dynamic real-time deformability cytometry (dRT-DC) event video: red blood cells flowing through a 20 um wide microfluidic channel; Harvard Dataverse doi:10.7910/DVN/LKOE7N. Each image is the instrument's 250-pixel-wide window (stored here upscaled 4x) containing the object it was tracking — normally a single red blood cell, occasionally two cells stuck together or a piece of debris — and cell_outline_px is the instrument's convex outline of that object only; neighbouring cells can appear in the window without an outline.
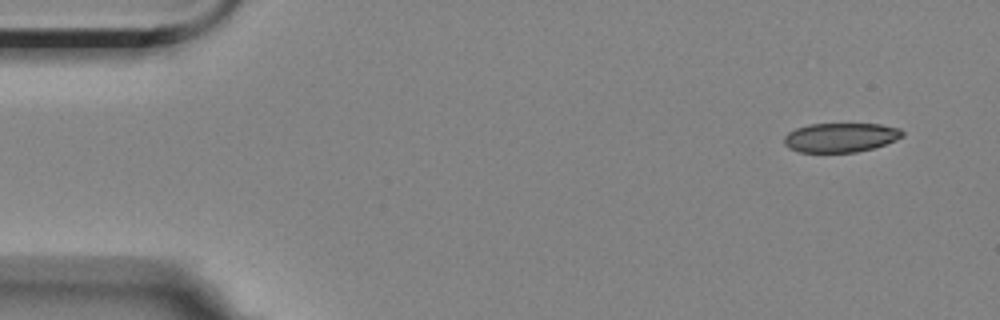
{"species": "Egyptian fruit bat (a non-hibernating species)", "species_latin": "Rousettus aegyptiacus", "temperature_condition": "room temperature", "stored_images_in_passage": 5, "camera_frame_rate_fps": 3000, "um_per_image_px": 0.085, "animal": {"sex": "female"}, "frame": {"image": 1, "passage_image": 1, "time_ms": 0.0, "image_size_px": [1000, 320], "cell_outline_px": [[904, 136], [896, 140], [872, 148], [856, 152], [800, 152], [788, 148], [784, 144], [784, 136], [788, 132], [796, 128], [808, 124], [880, 124], [900, 128], [904, 132]], "centroid_in_image_um": [71.44, 11.68], "position_along_channel_um": 13.6, "area_um2": 20.23}}
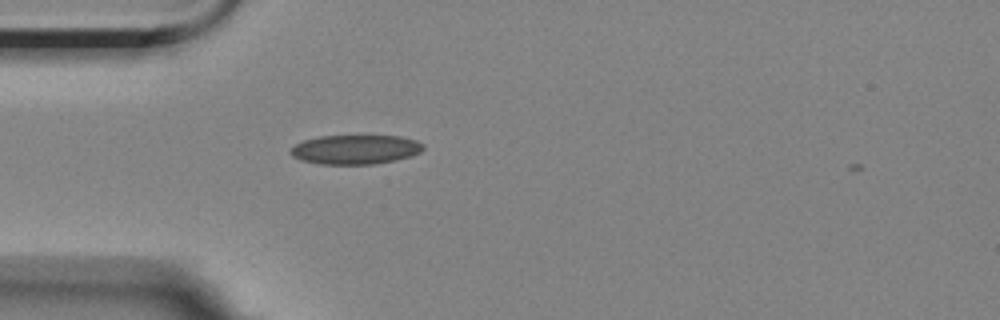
{"frame": {"image": 2, "passage_image": 4, "time_ms": 4.0, "image_size_px": [1000, 320], "cell_outline_px": [[424, 148], [420, 152], [412, 156], [396, 160], [376, 164], [320, 164], [300, 160], [292, 156], [288, 152], [296, 144], [304, 140], [320, 136], [400, 136], [416, 140], [424, 144]], "centroid_in_image_um": [30.22, 12.71], "position_along_channel_um": 54.8, "area_um2": 22.77}}